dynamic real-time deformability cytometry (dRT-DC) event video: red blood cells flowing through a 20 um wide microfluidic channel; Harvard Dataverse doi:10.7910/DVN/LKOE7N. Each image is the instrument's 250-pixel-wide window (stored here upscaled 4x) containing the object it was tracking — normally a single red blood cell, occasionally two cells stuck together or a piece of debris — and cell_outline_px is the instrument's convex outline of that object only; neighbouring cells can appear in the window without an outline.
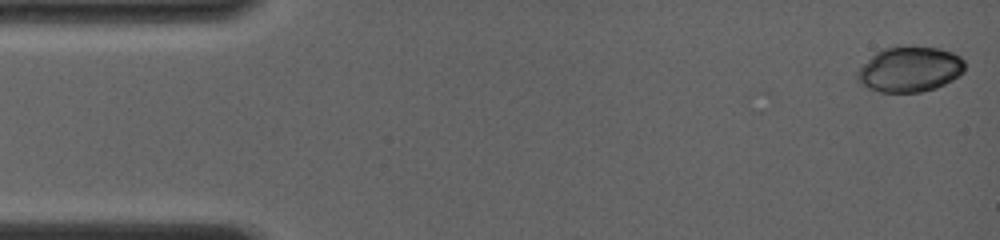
{"species": "common noctule bat (a hibernating species)", "species_latin": "Nyctalus noctula", "temperature_condition": "room temperature", "stored_images_in_passage": 4, "camera_frame_rate_fps": 4000, "um_per_image_px": 0.085, "animal": {"sex": "female", "body_mass_g": 19.0, "forearm_length_mm": 56.7}, "frame": {"image": 1, "passage_image": 1, "time_ms": 0.0, "image_size_px": [1000, 240], "cell_outline_px": [[964, 68], [952, 80], [936, 88], [920, 92], [880, 92], [868, 88], [860, 84], [856, 76], [860, 68], [876, 52], [884, 48], [912, 44], [936, 48], [952, 52], [960, 56], [964, 60]], "centroid_in_image_um": [77.32, 5.87], "position_along_channel_um": 7.7, "area_um2": 28.44}}